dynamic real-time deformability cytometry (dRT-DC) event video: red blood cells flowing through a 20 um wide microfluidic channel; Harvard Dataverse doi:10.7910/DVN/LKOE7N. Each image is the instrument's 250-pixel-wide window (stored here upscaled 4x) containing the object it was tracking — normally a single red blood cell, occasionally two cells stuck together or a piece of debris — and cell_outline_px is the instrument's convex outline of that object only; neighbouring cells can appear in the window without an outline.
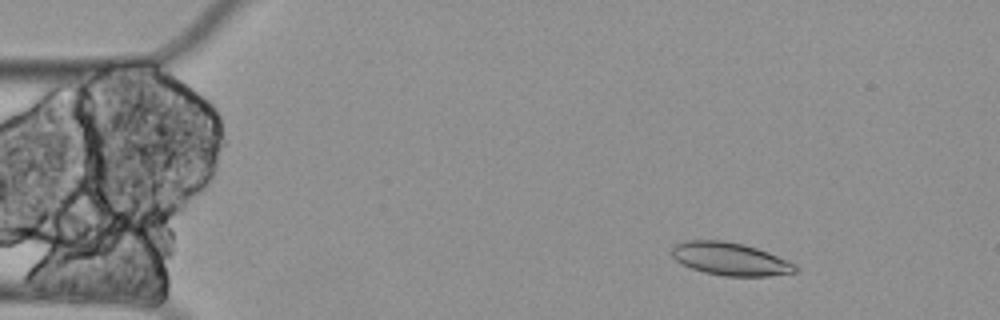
{"species": "Egyptian fruit bat (a non-hibernating species)", "species_latin": "Rousettus aegyptiacus", "temperature_condition": "cold", "stored_images_in_passage": 5, "camera_frame_rate_fps": 3000, "um_per_image_px": 0.085, "animal": {"sex": "female"}, "frame": {"image": 1, "passage_image": 2, "time_ms": 0.333, "image_size_px": [1000, 320], "cell_outline_px": [[800, 268], [796, 272], [768, 276], [724, 276], [704, 272], [692, 268], [676, 260], [672, 256], [672, 248], [676, 244], [684, 240], [724, 240], [744, 244], [768, 252], [788, 260], [796, 264]], "centroid_in_image_um": [62.1, 22.0], "position_along_channel_um": 22.9, "area_um2": 23.7}}